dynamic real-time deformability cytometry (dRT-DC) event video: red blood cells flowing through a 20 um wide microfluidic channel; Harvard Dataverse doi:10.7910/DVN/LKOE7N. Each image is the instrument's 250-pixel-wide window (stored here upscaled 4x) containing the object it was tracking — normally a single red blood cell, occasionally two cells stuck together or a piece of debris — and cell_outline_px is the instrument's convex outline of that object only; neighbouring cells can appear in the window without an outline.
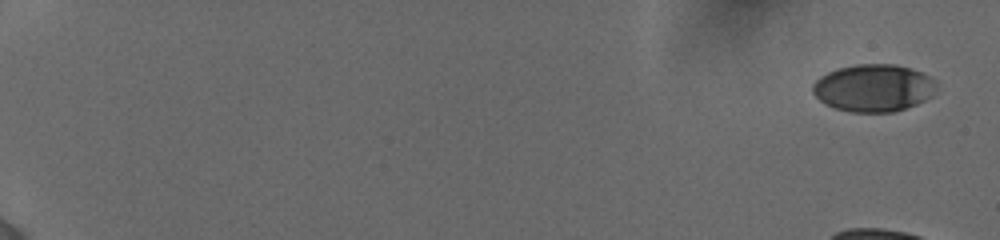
{"species": "human", "species_latin": "Homo sapiens", "temperature_condition": "cold", "stored_images_in_passage": 57, "camera_frame_rate_fps": 3000, "um_per_image_px": 0.085, "donor": {"sex": "female"}, "frame": {"image": 1, "passage_image": 1, "time_ms": 0.0, "image_size_px": [1000, 240], "cell_outline_px": [[936, 88], [932, 96], [916, 104], [892, 112], [852, 112], [836, 108], [824, 104], [812, 92], [812, 84], [820, 76], [828, 72], [840, 68], [856, 64], [896, 64], [920, 72], [936, 80]], "centroid_in_image_um": [74.24, 7.47], "position_along_channel_um": 10.8, "area_um2": 34.04}}
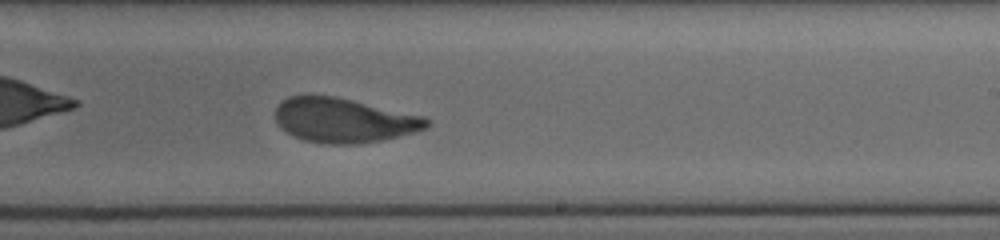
{"frame": {"image": 2, "passage_image": 38, "time_ms": 12.667, "image_size_px": [1000, 240], "cell_outline_px": [[432, 124], [428, 128], [400, 136], [380, 140], [356, 144], [328, 144], [304, 140], [288, 132], [276, 120], [276, 104], [288, 96], [332, 96], [352, 100], [424, 116], [432, 120]], "centroid_in_image_um": [29.28, 10.22], "position_along_channel_um": 259.7, "area_um2": 38.96}}
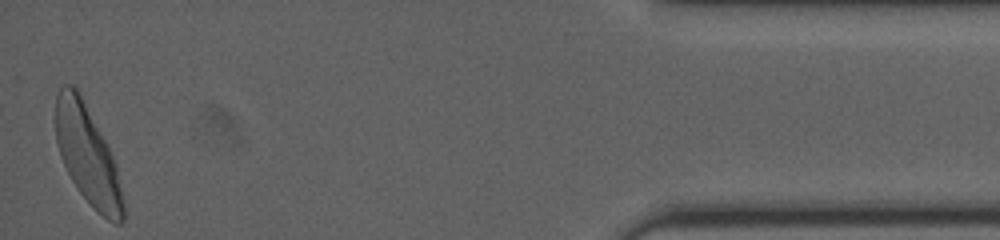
{"frame": {"image": 3, "passage_image": 57, "time_ms": 18.667, "image_size_px": [1000, 240], "cell_outline_px": [[124, 220], [120, 224], [112, 224], [80, 192], [72, 180], [60, 156], [56, 140], [56, 96], [60, 88], [64, 84], [72, 84], [76, 88], [104, 140], [116, 164], [124, 204]], "centroid_in_image_um": [7.44, 13.2], "position_along_channel_um": 427.8, "area_um2": 37.69}, "authors_computed_cell_mechanics": {"area_um2": 39.2462, "velocity_mm_per_s": 3.8561, "shape_relaxation_time_tau1_ms": 3.9451, "shape_relaxation_time_tau2_ms": 0.9569, "deformation_change_tau1": 0.167, "deformation_change_tau2": 0.0614}}